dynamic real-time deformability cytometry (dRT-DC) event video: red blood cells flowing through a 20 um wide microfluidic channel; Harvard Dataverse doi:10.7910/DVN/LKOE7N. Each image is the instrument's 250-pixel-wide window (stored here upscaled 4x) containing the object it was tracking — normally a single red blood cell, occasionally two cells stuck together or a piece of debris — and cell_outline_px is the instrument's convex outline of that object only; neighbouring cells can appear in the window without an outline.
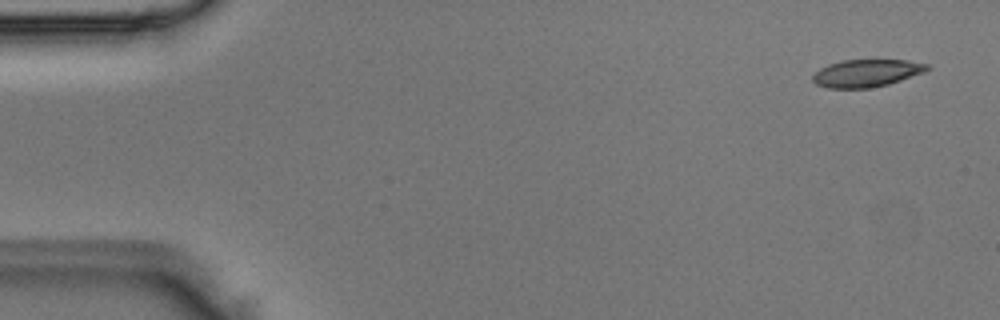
{"species": "Egyptian fruit bat (a non-hibernating species)", "species_latin": "Rousettus aegyptiacus", "temperature_condition": "room temperature", "stored_images_in_passage": 4, "camera_frame_rate_fps": 3000, "um_per_image_px": 0.085, "animal": {"sex": "male"}, "frame": {"image": 1, "passage_image": 1, "time_ms": 0.0, "image_size_px": [1000, 320], "cell_outline_px": [[932, 68], [924, 72], [888, 84], [868, 88], [828, 88], [816, 84], [812, 80], [812, 76], [820, 68], [828, 64], [844, 60], [908, 60], [932, 64]], "centroid_in_image_um": [73.69, 6.21], "position_along_channel_um": 11.3, "area_um2": 18.38}}
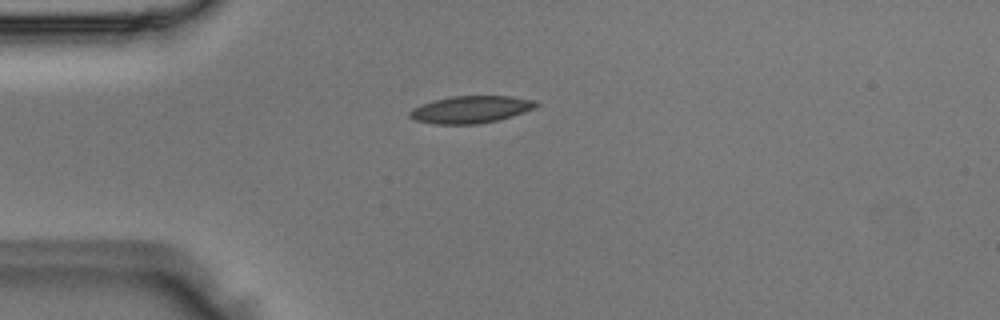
{"frame": {"image": 2, "passage_image": 3, "time_ms": 0.667, "image_size_px": [1000, 320], "cell_outline_px": [[540, 104], [536, 108], [512, 116], [496, 120], [476, 124], [436, 124], [416, 120], [408, 116], [408, 112], [412, 108], [420, 104], [432, 100], [452, 96], [512, 96], [532, 100]], "centroid_in_image_um": [39.99, 9.3], "position_along_channel_um": 45.0, "area_um2": 20.06}}